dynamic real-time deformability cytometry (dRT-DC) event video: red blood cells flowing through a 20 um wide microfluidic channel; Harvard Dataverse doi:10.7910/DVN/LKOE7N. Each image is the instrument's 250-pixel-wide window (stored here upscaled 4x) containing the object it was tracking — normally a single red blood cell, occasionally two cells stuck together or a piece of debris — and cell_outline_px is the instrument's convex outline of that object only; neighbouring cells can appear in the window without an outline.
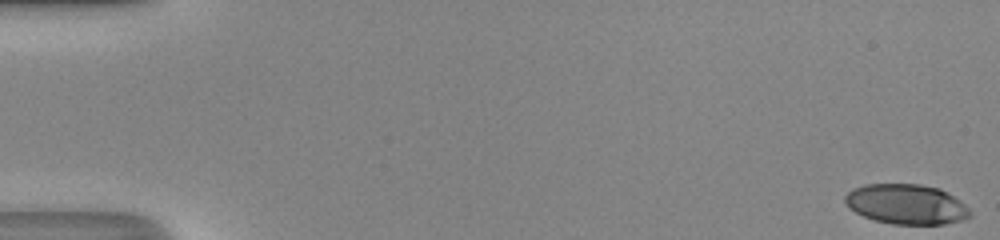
{"species": "human", "species_latin": "Homo sapiens", "temperature_condition": "room temperature", "stored_images_in_passage": 49, "camera_frame_rate_fps": 3000, "um_per_image_px": 0.085, "donor": {"sex": "male"}, "frame": {"image": 1, "passage_image": 1, "time_ms": 0.0, "image_size_px": [1000, 240], "cell_outline_px": [[972, 216], [964, 220], [944, 224], [892, 224], [876, 220], [864, 216], [848, 208], [844, 200], [844, 196], [852, 188], [864, 184], [920, 184], [940, 188], [960, 200], [972, 212]], "centroid_in_image_um": [77.05, 17.35], "position_along_channel_um": 8.0, "area_um2": 29.36}}
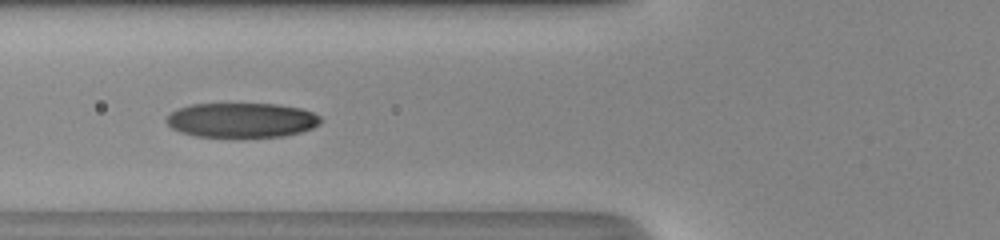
{"frame": {"image": 2, "passage_image": 20, "time_ms": 6.333, "image_size_px": [1000, 240], "cell_outline_px": [[320, 124], [312, 128], [300, 132], [284, 136], [196, 136], [180, 132], [172, 128], [164, 120], [176, 108], [192, 104], [276, 104], [300, 108], [312, 112], [320, 116]], "centroid_in_image_um": [20.52, 10.2], "position_along_channel_um": 105.3, "area_um2": 30.92}}
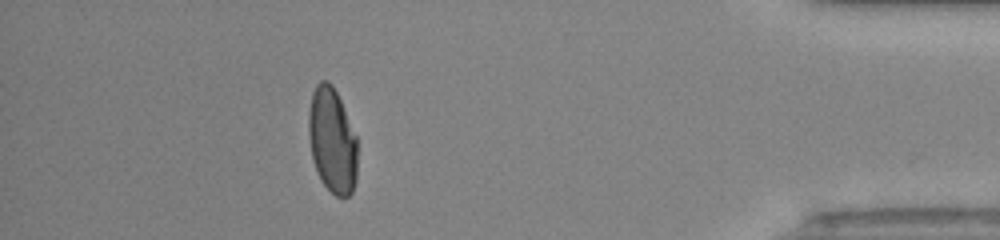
{"frame": {"image": 3, "passage_image": 44, "time_ms": 14.333, "image_size_px": [1000, 240], "cell_outline_px": [[356, 180], [352, 192], [348, 196], [336, 196], [320, 180], [312, 160], [308, 136], [308, 112], [312, 92], [316, 84], [320, 80], [328, 80], [332, 84], [340, 100], [356, 136]], "centroid_in_image_um": [28.2, 11.92], "position_along_channel_um": 407.0, "area_um2": 30.0}, "authors_computed_cell_mechanics": {"area_um2": 30.6918, "velocity_mm_per_s": 4.3626, "shape_relaxation_time_tau1_ms": 5.0531, "shape_relaxation_time_tau2_ms": 0.8569, "deformation_change_tau1": 0.2043, "deformation_change_tau2": 0.0551}}